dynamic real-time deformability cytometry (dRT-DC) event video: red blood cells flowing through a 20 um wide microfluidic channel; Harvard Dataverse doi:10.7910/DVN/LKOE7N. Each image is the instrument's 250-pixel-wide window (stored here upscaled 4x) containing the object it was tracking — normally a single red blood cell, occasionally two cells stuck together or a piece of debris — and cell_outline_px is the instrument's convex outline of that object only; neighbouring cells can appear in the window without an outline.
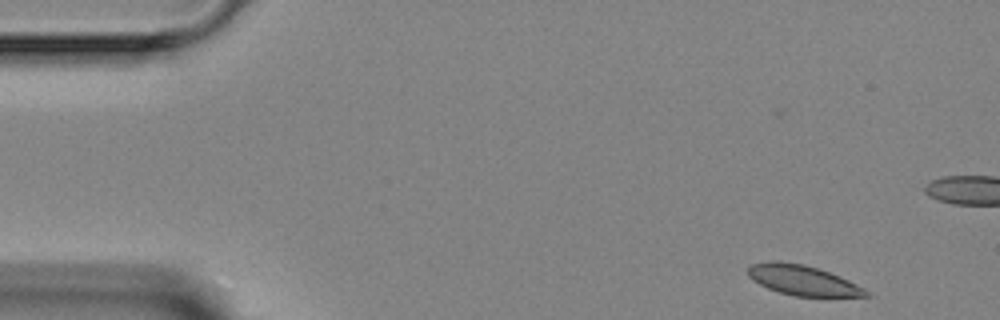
{"species": "Egyptian fruit bat (a non-hibernating species)", "species_latin": "Rousettus aegyptiacus", "temperature_condition": "room temperature", "stored_images_in_passage": 7, "camera_frame_rate_fps": 3000, "um_per_image_px": 0.085, "animal": {"sex": "female"}, "frame": {"image": 1, "passage_image": 1, "time_ms": 0.0, "image_size_px": [1000, 320], "cell_outline_px": [[872, 296], [796, 296], [780, 292], [768, 288], [752, 280], [748, 276], [748, 268], [752, 264], [768, 260], [780, 260], [804, 264], [840, 276], [872, 292]], "centroid_in_image_um": [68.23, 23.81], "position_along_channel_um": 16.8, "area_um2": 20.69}}
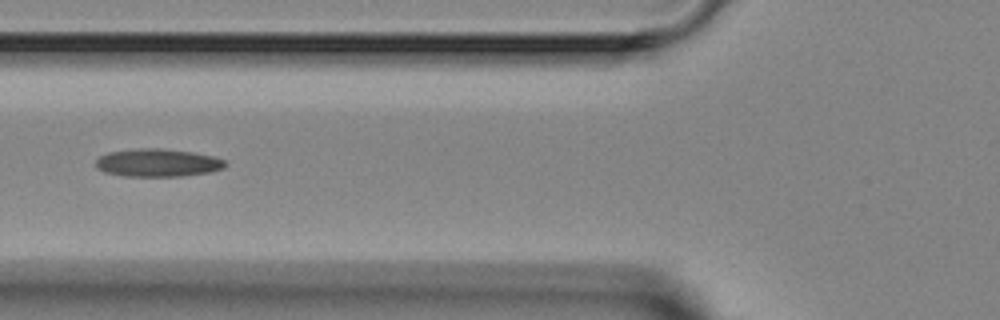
{"frame": {"image": 2, "passage_image": 6, "time_ms": 6.667, "image_size_px": [1000, 320], "cell_outline_px": [[228, 164], [224, 168], [208, 172], [180, 176], [124, 176], [104, 172], [96, 168], [96, 160], [100, 156], [108, 152], [140, 148], [164, 148], [192, 152], [212, 156], [224, 160]], "centroid_in_image_um": [13.39, 13.83], "position_along_channel_um": 112.4, "area_um2": 21.04}}
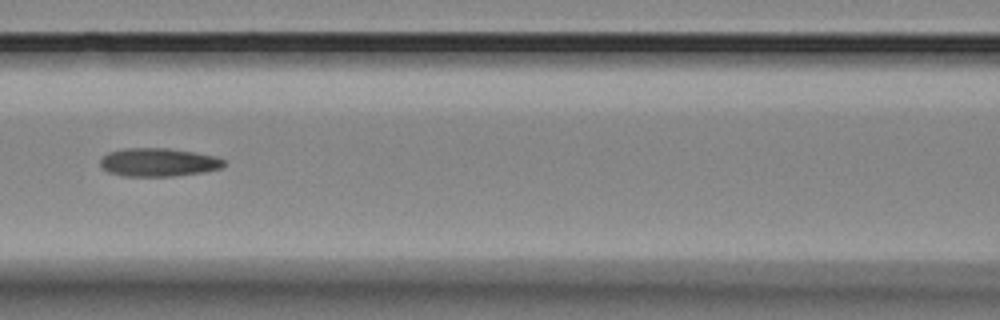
{"frame": {"image": 3, "passage_image": 7, "time_ms": 7.667, "image_size_px": [1000, 320], "cell_outline_px": [[224, 164], [220, 168], [204, 172], [172, 176], [124, 176], [108, 172], [100, 168], [100, 160], [108, 152], [124, 148], [168, 148], [216, 156], [224, 160]], "centroid_in_image_um": [13.42, 13.79], "position_along_channel_um": 153.2, "area_um2": 20.4}}